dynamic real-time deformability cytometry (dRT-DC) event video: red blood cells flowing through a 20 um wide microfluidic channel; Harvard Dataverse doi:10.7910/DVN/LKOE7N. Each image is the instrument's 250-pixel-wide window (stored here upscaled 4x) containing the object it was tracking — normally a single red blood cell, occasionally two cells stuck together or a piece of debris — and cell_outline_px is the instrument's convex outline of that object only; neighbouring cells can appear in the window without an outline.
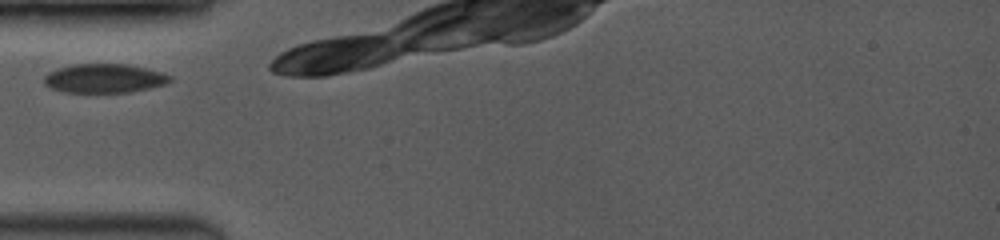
{"species": "common noctule bat (a hibernating species)", "species_latin": "Nyctalus noctula", "temperature_condition": "room temperature", "stored_images_in_passage": 6, "camera_frame_rate_fps": 3500, "um_per_image_px": 0.085, "animal": {"sex": "female", "body_mass_g": 19.0, "forearm_length_mm": 53.3}, "frame": {"image": 1, "passage_image": 1, "time_ms": 0.0, "image_size_px": [1000, 240], "cell_outline_px": [[172, 80], [164, 84], [148, 88], [128, 92], [64, 92], [52, 88], [44, 84], [44, 76], [48, 72], [56, 68], [76, 64], [128, 64], [160, 72], [172, 76]], "centroid_in_image_um": [8.83, 6.65], "position_along_channel_um": 76.2, "area_um2": 21.1}}